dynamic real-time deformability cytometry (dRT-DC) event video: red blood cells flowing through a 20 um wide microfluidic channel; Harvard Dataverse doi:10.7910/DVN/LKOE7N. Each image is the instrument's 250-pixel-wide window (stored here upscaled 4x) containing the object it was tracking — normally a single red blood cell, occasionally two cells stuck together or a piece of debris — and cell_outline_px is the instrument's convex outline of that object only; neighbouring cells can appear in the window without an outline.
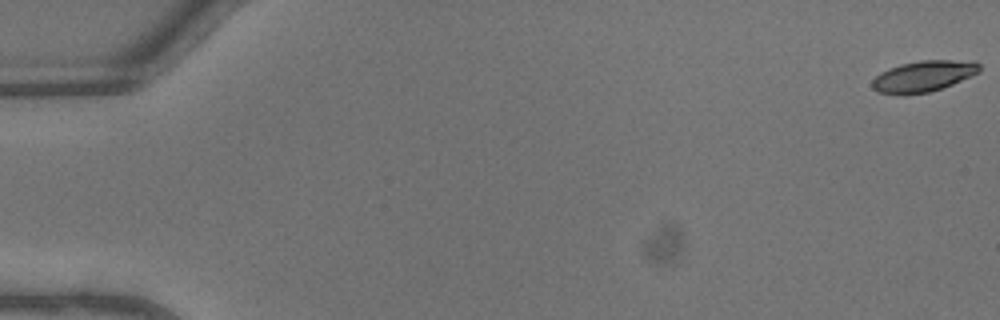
{"species": "common noctule bat (a hibernating species)", "species_latin": "Nyctalus noctula", "temperature_condition": "warm", "stored_images_in_passage": 46, "camera_frame_rate_fps": 3000, "um_per_image_px": 0.085, "animal": {"sex": "male", "body_mass_g": 13.3}, "frame": {"image": 1, "passage_image": 1, "time_ms": 0.0, "image_size_px": [1000, 320], "cell_outline_px": [[980, 72], [952, 84], [928, 92], [904, 96], [900, 96], [876, 92], [872, 88], [872, 80], [880, 72], [888, 68], [900, 64], [920, 60], [976, 60], [980, 64]], "centroid_in_image_um": [78.46, 6.48], "position_along_channel_um": 6.5, "area_um2": 19.83}}
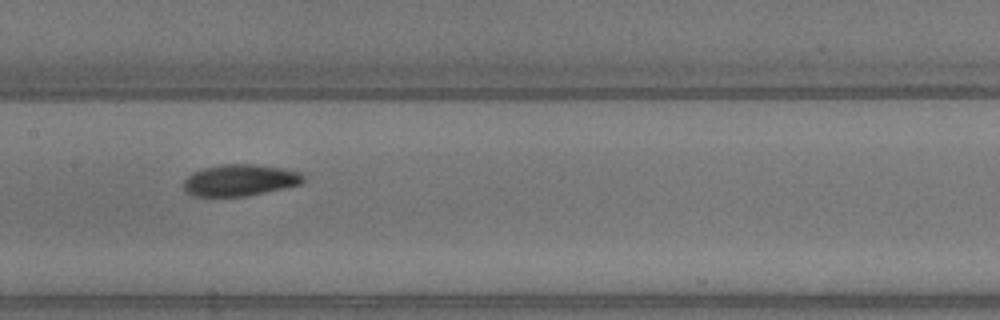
{"frame": {"image": 2, "passage_image": 24, "time_ms": 7.667, "image_size_px": [1000, 320], "cell_outline_px": [[304, 180], [300, 184], [284, 188], [248, 196], [192, 196], [184, 192], [180, 184], [192, 172], [204, 168], [224, 164], [252, 164], [284, 168], [300, 172], [304, 176]], "centroid_in_image_um": [20.34, 15.32], "position_along_channel_um": 187.1, "area_um2": 22.25}}
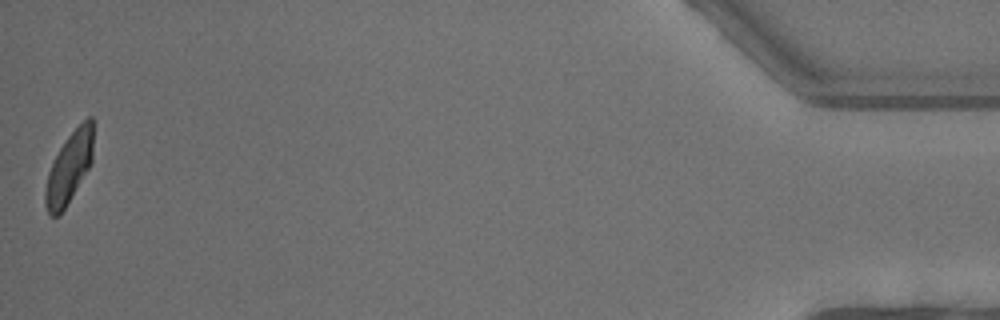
{"frame": {"image": 3, "passage_image": 46, "time_ms": 15.0, "image_size_px": [1000, 320], "cell_outline_px": [[92, 164], [60, 216], [52, 216], [48, 212], [44, 204], [44, 192], [48, 172], [60, 148], [68, 136], [88, 116], [92, 116]], "centroid_in_image_um": [5.87, 14.3], "position_along_channel_um": 429.3, "area_um2": 19.71}, "authors_computed_cell_mechanics": {"area_um2": 21.0681, "velocity_mm_per_s": 4.6152, "shape_relaxation_time_tau1_ms": 2.8942, "shape_relaxation_time_tau2_ms": 3.7011, "deformation_change_tau1": 0.1364, "deformation_change_tau2": 0.0873}}